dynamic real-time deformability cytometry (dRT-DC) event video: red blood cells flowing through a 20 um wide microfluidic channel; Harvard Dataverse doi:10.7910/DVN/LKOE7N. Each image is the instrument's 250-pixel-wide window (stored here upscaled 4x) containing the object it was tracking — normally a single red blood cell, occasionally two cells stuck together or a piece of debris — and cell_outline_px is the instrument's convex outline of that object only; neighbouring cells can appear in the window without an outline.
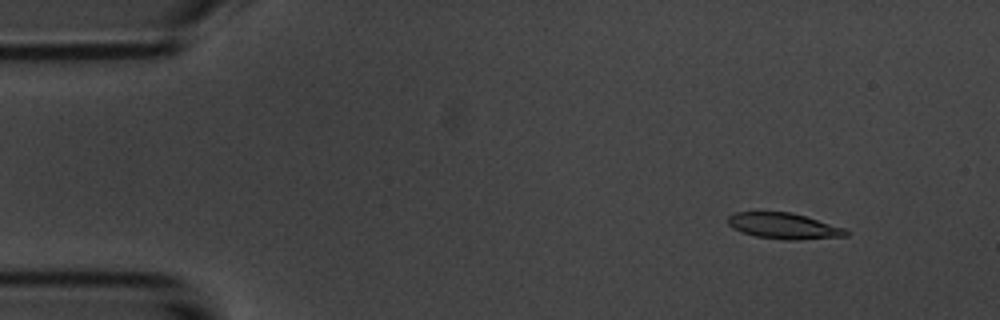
{"species": "common noctule bat (a hibernating species)", "species_latin": "Nyctalus noctula", "temperature_condition": "room temperature", "stored_images_in_passage": 4, "camera_frame_rate_fps": 3000, "um_per_image_px": 0.085, "animal": {"sex": "male", "body_mass_g": 20.1, "forearm_length_mm": 53.5}, "frame": {"image": 1, "passage_image": 2, "time_ms": 1.333, "image_size_px": [1000, 320], "cell_outline_px": [[848, 236], [800, 240], [784, 240], [756, 236], [740, 232], [732, 228], [728, 224], [728, 216], [736, 212], [792, 212], [844, 228], [848, 232]], "centroid_in_image_um": [66.6, 19.21], "position_along_channel_um": 18.4, "area_um2": 17.86}}
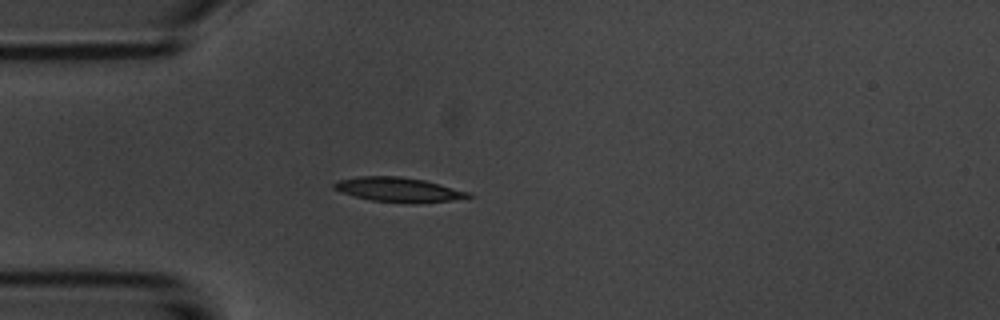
{"frame": {"image": 2, "passage_image": 4, "time_ms": 4.333, "image_size_px": [1000, 320], "cell_outline_px": [[476, 196], [452, 200], [412, 204], [368, 200], [340, 192], [332, 188], [332, 184], [336, 180], [360, 176], [400, 176], [424, 180], [468, 192]], "centroid_in_image_um": [33.81, 16.13], "position_along_channel_um": 51.2, "area_um2": 19.36}}